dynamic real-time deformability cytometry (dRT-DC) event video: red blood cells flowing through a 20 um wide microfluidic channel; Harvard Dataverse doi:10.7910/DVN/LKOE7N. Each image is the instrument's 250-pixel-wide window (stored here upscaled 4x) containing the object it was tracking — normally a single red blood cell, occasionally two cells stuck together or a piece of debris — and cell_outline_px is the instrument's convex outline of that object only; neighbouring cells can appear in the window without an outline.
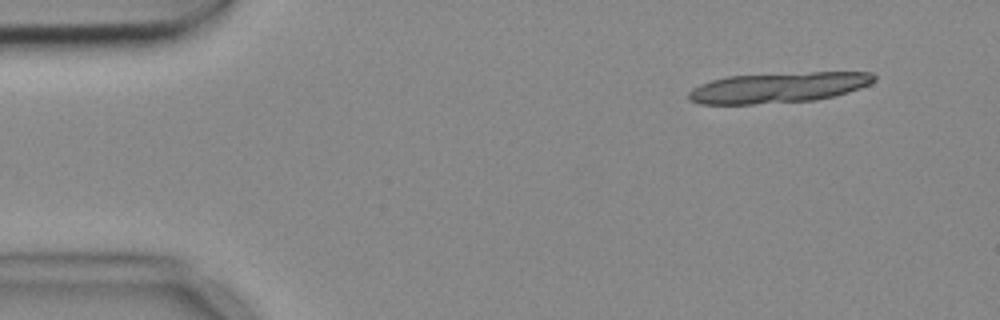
{"species": "common noctule bat (a hibernating species)", "species_latin": "Nyctalus noctula", "temperature_condition": "cold", "stored_images_in_passage": 4, "segment_of_instrument_passage": [1, 2], "camera_frame_rate_fps": 3000, "um_per_image_px": 0.085, "animal": {"sex": "female", "body_mass_g": 18.4}, "frame": {"image": 1, "passage_image": 1, "time_ms": 0.0, "image_size_px": [1000, 320], "cell_outline_px": [[876, 80], [860, 88], [836, 96], [816, 100], [752, 104], [700, 104], [688, 100], [688, 92], [692, 88], [700, 84], [712, 80], [728, 76], [812, 72], [872, 72], [876, 76]], "centroid_in_image_um": [66.16, 7.45], "position_along_channel_um": 18.8, "area_um2": 32.95}}